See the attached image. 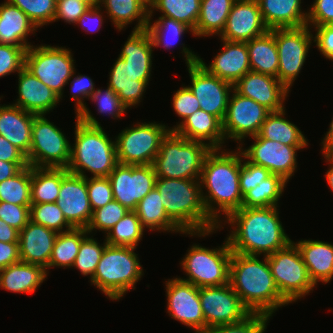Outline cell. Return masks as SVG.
Instances as JSON below:
<instances>
[{
	"label": "cell",
	"mask_w": 333,
	"mask_h": 333,
	"mask_svg": "<svg viewBox=\"0 0 333 333\" xmlns=\"http://www.w3.org/2000/svg\"><path fill=\"white\" fill-rule=\"evenodd\" d=\"M242 148L239 145L237 152L211 149L203 162L199 178L202 200L206 212L219 229L223 228L220 212L224 213L226 219L231 213L242 208L243 196L239 185L241 163L244 158ZM203 187L207 189V194L203 192Z\"/></svg>",
	"instance_id": "6da1fadb"
},
{
	"label": "cell",
	"mask_w": 333,
	"mask_h": 333,
	"mask_svg": "<svg viewBox=\"0 0 333 333\" xmlns=\"http://www.w3.org/2000/svg\"><path fill=\"white\" fill-rule=\"evenodd\" d=\"M279 206L246 208L231 213L225 223L232 226L227 240L232 252L269 256L285 248L292 240L279 219ZM228 221V222H227Z\"/></svg>",
	"instance_id": "7a4b0ae2"
},
{
	"label": "cell",
	"mask_w": 333,
	"mask_h": 333,
	"mask_svg": "<svg viewBox=\"0 0 333 333\" xmlns=\"http://www.w3.org/2000/svg\"><path fill=\"white\" fill-rule=\"evenodd\" d=\"M232 252L229 283L250 313L272 317L279 307L289 303L281 296L272 276L267 256Z\"/></svg>",
	"instance_id": "3957f363"
},
{
	"label": "cell",
	"mask_w": 333,
	"mask_h": 333,
	"mask_svg": "<svg viewBox=\"0 0 333 333\" xmlns=\"http://www.w3.org/2000/svg\"><path fill=\"white\" fill-rule=\"evenodd\" d=\"M75 118V143L67 171L84 178L88 177L86 170L92 177H108L118 164L115 141L109 139L87 106Z\"/></svg>",
	"instance_id": "277c9868"
},
{
	"label": "cell",
	"mask_w": 333,
	"mask_h": 333,
	"mask_svg": "<svg viewBox=\"0 0 333 333\" xmlns=\"http://www.w3.org/2000/svg\"><path fill=\"white\" fill-rule=\"evenodd\" d=\"M199 179L157 177L155 188L169 219L184 233L207 236L219 226L209 217L202 200Z\"/></svg>",
	"instance_id": "5b68a950"
},
{
	"label": "cell",
	"mask_w": 333,
	"mask_h": 333,
	"mask_svg": "<svg viewBox=\"0 0 333 333\" xmlns=\"http://www.w3.org/2000/svg\"><path fill=\"white\" fill-rule=\"evenodd\" d=\"M135 249L107 244L102 253L90 281L111 300H119L128 290H135L144 274Z\"/></svg>",
	"instance_id": "8992f818"
},
{
	"label": "cell",
	"mask_w": 333,
	"mask_h": 333,
	"mask_svg": "<svg viewBox=\"0 0 333 333\" xmlns=\"http://www.w3.org/2000/svg\"><path fill=\"white\" fill-rule=\"evenodd\" d=\"M207 143L193 141L170 131L162 140L153 162L157 177L170 179H199L206 155Z\"/></svg>",
	"instance_id": "52a82bcc"
},
{
	"label": "cell",
	"mask_w": 333,
	"mask_h": 333,
	"mask_svg": "<svg viewBox=\"0 0 333 333\" xmlns=\"http://www.w3.org/2000/svg\"><path fill=\"white\" fill-rule=\"evenodd\" d=\"M222 247L209 249L194 244L180 262L187 278H179L194 286L210 287L223 286L229 283L230 261L232 251L228 240Z\"/></svg>",
	"instance_id": "ba28073f"
},
{
	"label": "cell",
	"mask_w": 333,
	"mask_h": 333,
	"mask_svg": "<svg viewBox=\"0 0 333 333\" xmlns=\"http://www.w3.org/2000/svg\"><path fill=\"white\" fill-rule=\"evenodd\" d=\"M73 54L69 48L50 45H31L25 54V68L63 97V88L75 71Z\"/></svg>",
	"instance_id": "9c48e42d"
},
{
	"label": "cell",
	"mask_w": 333,
	"mask_h": 333,
	"mask_svg": "<svg viewBox=\"0 0 333 333\" xmlns=\"http://www.w3.org/2000/svg\"><path fill=\"white\" fill-rule=\"evenodd\" d=\"M267 260L277 288L288 303L305 297L316 287L295 242L267 256Z\"/></svg>",
	"instance_id": "30bf717a"
},
{
	"label": "cell",
	"mask_w": 333,
	"mask_h": 333,
	"mask_svg": "<svg viewBox=\"0 0 333 333\" xmlns=\"http://www.w3.org/2000/svg\"><path fill=\"white\" fill-rule=\"evenodd\" d=\"M133 126L115 138L117 161L125 165H152L171 127L156 122Z\"/></svg>",
	"instance_id": "8fae6325"
},
{
	"label": "cell",
	"mask_w": 333,
	"mask_h": 333,
	"mask_svg": "<svg viewBox=\"0 0 333 333\" xmlns=\"http://www.w3.org/2000/svg\"><path fill=\"white\" fill-rule=\"evenodd\" d=\"M182 52L187 64L191 86L188 85L197 98L200 109L210 113L223 122L228 106L229 96L233 85L223 79L209 74L199 63L192 50L182 43Z\"/></svg>",
	"instance_id": "7c38bea8"
},
{
	"label": "cell",
	"mask_w": 333,
	"mask_h": 333,
	"mask_svg": "<svg viewBox=\"0 0 333 333\" xmlns=\"http://www.w3.org/2000/svg\"><path fill=\"white\" fill-rule=\"evenodd\" d=\"M71 143L63 132L45 115H35L32 125L31 147L26 156L32 167L67 168Z\"/></svg>",
	"instance_id": "4fadbf2b"
},
{
	"label": "cell",
	"mask_w": 333,
	"mask_h": 333,
	"mask_svg": "<svg viewBox=\"0 0 333 333\" xmlns=\"http://www.w3.org/2000/svg\"><path fill=\"white\" fill-rule=\"evenodd\" d=\"M308 25L299 28H275L270 31L275 36L278 49V80L289 90L304 66L314 35Z\"/></svg>",
	"instance_id": "5bb4252c"
},
{
	"label": "cell",
	"mask_w": 333,
	"mask_h": 333,
	"mask_svg": "<svg viewBox=\"0 0 333 333\" xmlns=\"http://www.w3.org/2000/svg\"><path fill=\"white\" fill-rule=\"evenodd\" d=\"M113 198L130 211L155 188L157 175L153 165H125L118 163L108 176Z\"/></svg>",
	"instance_id": "9a60e30c"
},
{
	"label": "cell",
	"mask_w": 333,
	"mask_h": 333,
	"mask_svg": "<svg viewBox=\"0 0 333 333\" xmlns=\"http://www.w3.org/2000/svg\"><path fill=\"white\" fill-rule=\"evenodd\" d=\"M199 297L205 318V333L216 326L238 323L251 314L230 283L200 287Z\"/></svg>",
	"instance_id": "2e32d148"
},
{
	"label": "cell",
	"mask_w": 333,
	"mask_h": 333,
	"mask_svg": "<svg viewBox=\"0 0 333 333\" xmlns=\"http://www.w3.org/2000/svg\"><path fill=\"white\" fill-rule=\"evenodd\" d=\"M232 92L222 122V130L225 140L230 138L241 143L245 137L258 135L270 111L251 98L240 95L234 89Z\"/></svg>",
	"instance_id": "e0dca14e"
},
{
	"label": "cell",
	"mask_w": 333,
	"mask_h": 333,
	"mask_svg": "<svg viewBox=\"0 0 333 333\" xmlns=\"http://www.w3.org/2000/svg\"><path fill=\"white\" fill-rule=\"evenodd\" d=\"M167 313L174 320L205 333V318L199 297V288L179 278L166 281Z\"/></svg>",
	"instance_id": "ac0fdd59"
},
{
	"label": "cell",
	"mask_w": 333,
	"mask_h": 333,
	"mask_svg": "<svg viewBox=\"0 0 333 333\" xmlns=\"http://www.w3.org/2000/svg\"><path fill=\"white\" fill-rule=\"evenodd\" d=\"M251 146L242 152L248 162L265 167L272 174L282 176L287 182L294 175L297 168V151L306 146H288L280 142L271 141L257 136Z\"/></svg>",
	"instance_id": "d6986e66"
},
{
	"label": "cell",
	"mask_w": 333,
	"mask_h": 333,
	"mask_svg": "<svg viewBox=\"0 0 333 333\" xmlns=\"http://www.w3.org/2000/svg\"><path fill=\"white\" fill-rule=\"evenodd\" d=\"M56 203L73 228L88 227L93 211L88 198L86 178L68 173L61 181Z\"/></svg>",
	"instance_id": "ffe728a7"
},
{
	"label": "cell",
	"mask_w": 333,
	"mask_h": 333,
	"mask_svg": "<svg viewBox=\"0 0 333 333\" xmlns=\"http://www.w3.org/2000/svg\"><path fill=\"white\" fill-rule=\"evenodd\" d=\"M269 31L257 0H236L228 15L220 39L247 42Z\"/></svg>",
	"instance_id": "44dd1931"
},
{
	"label": "cell",
	"mask_w": 333,
	"mask_h": 333,
	"mask_svg": "<svg viewBox=\"0 0 333 333\" xmlns=\"http://www.w3.org/2000/svg\"><path fill=\"white\" fill-rule=\"evenodd\" d=\"M233 89L261 104L270 112L285 109L283 103L290 91L278 78L254 71L247 72L233 85Z\"/></svg>",
	"instance_id": "7402d4cb"
},
{
	"label": "cell",
	"mask_w": 333,
	"mask_h": 333,
	"mask_svg": "<svg viewBox=\"0 0 333 333\" xmlns=\"http://www.w3.org/2000/svg\"><path fill=\"white\" fill-rule=\"evenodd\" d=\"M222 50L215 55L211 64L206 65L202 58L198 63L209 73L234 85L247 72L251 71L246 42L223 40Z\"/></svg>",
	"instance_id": "603a6c76"
},
{
	"label": "cell",
	"mask_w": 333,
	"mask_h": 333,
	"mask_svg": "<svg viewBox=\"0 0 333 333\" xmlns=\"http://www.w3.org/2000/svg\"><path fill=\"white\" fill-rule=\"evenodd\" d=\"M18 99L13 105L35 114L46 115L60 102V97L25 67L18 72Z\"/></svg>",
	"instance_id": "cb8c5ba5"
},
{
	"label": "cell",
	"mask_w": 333,
	"mask_h": 333,
	"mask_svg": "<svg viewBox=\"0 0 333 333\" xmlns=\"http://www.w3.org/2000/svg\"><path fill=\"white\" fill-rule=\"evenodd\" d=\"M57 235L56 231L29 221L19 232L20 260L46 269Z\"/></svg>",
	"instance_id": "d4e9b609"
},
{
	"label": "cell",
	"mask_w": 333,
	"mask_h": 333,
	"mask_svg": "<svg viewBox=\"0 0 333 333\" xmlns=\"http://www.w3.org/2000/svg\"><path fill=\"white\" fill-rule=\"evenodd\" d=\"M34 116L13 104L0 105V135L26 156L31 147Z\"/></svg>",
	"instance_id": "484cf974"
},
{
	"label": "cell",
	"mask_w": 333,
	"mask_h": 333,
	"mask_svg": "<svg viewBox=\"0 0 333 333\" xmlns=\"http://www.w3.org/2000/svg\"><path fill=\"white\" fill-rule=\"evenodd\" d=\"M152 39L146 29L133 30L119 54L129 66L130 75L149 82L152 71Z\"/></svg>",
	"instance_id": "4316f807"
},
{
	"label": "cell",
	"mask_w": 333,
	"mask_h": 333,
	"mask_svg": "<svg viewBox=\"0 0 333 333\" xmlns=\"http://www.w3.org/2000/svg\"><path fill=\"white\" fill-rule=\"evenodd\" d=\"M174 132L188 140L201 141L203 143L207 141V145L211 149H222V144L225 141L222 122L202 109L190 115Z\"/></svg>",
	"instance_id": "83f0119b"
},
{
	"label": "cell",
	"mask_w": 333,
	"mask_h": 333,
	"mask_svg": "<svg viewBox=\"0 0 333 333\" xmlns=\"http://www.w3.org/2000/svg\"><path fill=\"white\" fill-rule=\"evenodd\" d=\"M35 24L17 6L4 1L0 4V43L21 46L26 50L31 46L29 34L37 31Z\"/></svg>",
	"instance_id": "f1b7e54d"
},
{
	"label": "cell",
	"mask_w": 333,
	"mask_h": 333,
	"mask_svg": "<svg viewBox=\"0 0 333 333\" xmlns=\"http://www.w3.org/2000/svg\"><path fill=\"white\" fill-rule=\"evenodd\" d=\"M257 2L269 30L307 25L308 12L301 10V0H257Z\"/></svg>",
	"instance_id": "f546056e"
},
{
	"label": "cell",
	"mask_w": 333,
	"mask_h": 333,
	"mask_svg": "<svg viewBox=\"0 0 333 333\" xmlns=\"http://www.w3.org/2000/svg\"><path fill=\"white\" fill-rule=\"evenodd\" d=\"M313 283H328L333 278V244L319 240H300L295 243Z\"/></svg>",
	"instance_id": "4dcf8cb0"
},
{
	"label": "cell",
	"mask_w": 333,
	"mask_h": 333,
	"mask_svg": "<svg viewBox=\"0 0 333 333\" xmlns=\"http://www.w3.org/2000/svg\"><path fill=\"white\" fill-rule=\"evenodd\" d=\"M47 274L40 265L20 261L0 270V288L14 293H33Z\"/></svg>",
	"instance_id": "1f68e13d"
},
{
	"label": "cell",
	"mask_w": 333,
	"mask_h": 333,
	"mask_svg": "<svg viewBox=\"0 0 333 333\" xmlns=\"http://www.w3.org/2000/svg\"><path fill=\"white\" fill-rule=\"evenodd\" d=\"M148 83L139 81L138 78H133L130 75L128 64L121 57L117 58L109 72L108 87L118 95L121 102L128 109L141 102L143 93H145L147 85H149Z\"/></svg>",
	"instance_id": "d6a6232c"
},
{
	"label": "cell",
	"mask_w": 333,
	"mask_h": 333,
	"mask_svg": "<svg viewBox=\"0 0 333 333\" xmlns=\"http://www.w3.org/2000/svg\"><path fill=\"white\" fill-rule=\"evenodd\" d=\"M108 17L119 31L138 20L133 30H143L149 23V6L142 0H101Z\"/></svg>",
	"instance_id": "836d02e7"
},
{
	"label": "cell",
	"mask_w": 333,
	"mask_h": 333,
	"mask_svg": "<svg viewBox=\"0 0 333 333\" xmlns=\"http://www.w3.org/2000/svg\"><path fill=\"white\" fill-rule=\"evenodd\" d=\"M251 71L277 78L279 68L278 49L274 34L267 33L246 42Z\"/></svg>",
	"instance_id": "e575fe53"
},
{
	"label": "cell",
	"mask_w": 333,
	"mask_h": 333,
	"mask_svg": "<svg viewBox=\"0 0 333 333\" xmlns=\"http://www.w3.org/2000/svg\"><path fill=\"white\" fill-rule=\"evenodd\" d=\"M284 116L285 109L270 112L256 136L288 146H308V140L301 130Z\"/></svg>",
	"instance_id": "d590c367"
},
{
	"label": "cell",
	"mask_w": 333,
	"mask_h": 333,
	"mask_svg": "<svg viewBox=\"0 0 333 333\" xmlns=\"http://www.w3.org/2000/svg\"><path fill=\"white\" fill-rule=\"evenodd\" d=\"M68 173L67 168L32 167L31 204L56 202Z\"/></svg>",
	"instance_id": "8d00e7d4"
},
{
	"label": "cell",
	"mask_w": 333,
	"mask_h": 333,
	"mask_svg": "<svg viewBox=\"0 0 333 333\" xmlns=\"http://www.w3.org/2000/svg\"><path fill=\"white\" fill-rule=\"evenodd\" d=\"M236 0H201L200 14L194 36H218L224 30L228 15Z\"/></svg>",
	"instance_id": "74e56055"
},
{
	"label": "cell",
	"mask_w": 333,
	"mask_h": 333,
	"mask_svg": "<svg viewBox=\"0 0 333 333\" xmlns=\"http://www.w3.org/2000/svg\"><path fill=\"white\" fill-rule=\"evenodd\" d=\"M143 228L152 231H172L183 233L168 217L161 202L160 193L156 188L151 190L134 210Z\"/></svg>",
	"instance_id": "f35d334b"
},
{
	"label": "cell",
	"mask_w": 333,
	"mask_h": 333,
	"mask_svg": "<svg viewBox=\"0 0 333 333\" xmlns=\"http://www.w3.org/2000/svg\"><path fill=\"white\" fill-rule=\"evenodd\" d=\"M87 235L89 234L86 228H73L69 231L58 233L46 271L51 267L57 266L58 268H71L79 252L81 241Z\"/></svg>",
	"instance_id": "ab89813d"
},
{
	"label": "cell",
	"mask_w": 333,
	"mask_h": 333,
	"mask_svg": "<svg viewBox=\"0 0 333 333\" xmlns=\"http://www.w3.org/2000/svg\"><path fill=\"white\" fill-rule=\"evenodd\" d=\"M286 184L287 181L282 176L271 174L243 196L242 207L265 208L278 206V201Z\"/></svg>",
	"instance_id": "60d3db41"
},
{
	"label": "cell",
	"mask_w": 333,
	"mask_h": 333,
	"mask_svg": "<svg viewBox=\"0 0 333 333\" xmlns=\"http://www.w3.org/2000/svg\"><path fill=\"white\" fill-rule=\"evenodd\" d=\"M201 0H153L149 5V18L154 10L162 16L172 18L192 29L194 32L200 14Z\"/></svg>",
	"instance_id": "b9f144b4"
},
{
	"label": "cell",
	"mask_w": 333,
	"mask_h": 333,
	"mask_svg": "<svg viewBox=\"0 0 333 333\" xmlns=\"http://www.w3.org/2000/svg\"><path fill=\"white\" fill-rule=\"evenodd\" d=\"M32 166L0 182V202L31 206Z\"/></svg>",
	"instance_id": "7bdbcfd3"
},
{
	"label": "cell",
	"mask_w": 333,
	"mask_h": 333,
	"mask_svg": "<svg viewBox=\"0 0 333 333\" xmlns=\"http://www.w3.org/2000/svg\"><path fill=\"white\" fill-rule=\"evenodd\" d=\"M144 228L135 211H128L106 234L107 244L134 247L142 240Z\"/></svg>",
	"instance_id": "ee69618b"
},
{
	"label": "cell",
	"mask_w": 333,
	"mask_h": 333,
	"mask_svg": "<svg viewBox=\"0 0 333 333\" xmlns=\"http://www.w3.org/2000/svg\"><path fill=\"white\" fill-rule=\"evenodd\" d=\"M151 21V18H149L146 30L152 39L154 49L159 46L170 49L172 45L174 46L176 41V43H178L186 31H190V33L192 32V35H194L191 28L172 18L160 16L154 23H151Z\"/></svg>",
	"instance_id": "f6af8a7d"
},
{
	"label": "cell",
	"mask_w": 333,
	"mask_h": 333,
	"mask_svg": "<svg viewBox=\"0 0 333 333\" xmlns=\"http://www.w3.org/2000/svg\"><path fill=\"white\" fill-rule=\"evenodd\" d=\"M30 221L38 225H43L57 233L73 229L66 221L63 212L56 202L31 204ZM64 227H66L65 230L63 229Z\"/></svg>",
	"instance_id": "bcb514c9"
},
{
	"label": "cell",
	"mask_w": 333,
	"mask_h": 333,
	"mask_svg": "<svg viewBox=\"0 0 333 333\" xmlns=\"http://www.w3.org/2000/svg\"><path fill=\"white\" fill-rule=\"evenodd\" d=\"M104 241L105 242L100 245L99 242L93 238V236H86L81 241L79 252L72 266L77 268L82 275H90V280L97 269L102 253L107 245L106 240Z\"/></svg>",
	"instance_id": "7dc6e473"
},
{
	"label": "cell",
	"mask_w": 333,
	"mask_h": 333,
	"mask_svg": "<svg viewBox=\"0 0 333 333\" xmlns=\"http://www.w3.org/2000/svg\"><path fill=\"white\" fill-rule=\"evenodd\" d=\"M19 7L40 28L54 21L56 0H6Z\"/></svg>",
	"instance_id": "c3c4849f"
},
{
	"label": "cell",
	"mask_w": 333,
	"mask_h": 333,
	"mask_svg": "<svg viewBox=\"0 0 333 333\" xmlns=\"http://www.w3.org/2000/svg\"><path fill=\"white\" fill-rule=\"evenodd\" d=\"M129 211L125 206L116 200H112L104 207L93 211L91 221L88 225L87 232L90 234L95 229L106 233L125 216Z\"/></svg>",
	"instance_id": "681fc988"
},
{
	"label": "cell",
	"mask_w": 333,
	"mask_h": 333,
	"mask_svg": "<svg viewBox=\"0 0 333 333\" xmlns=\"http://www.w3.org/2000/svg\"><path fill=\"white\" fill-rule=\"evenodd\" d=\"M270 318L264 314L251 313L238 323L216 326L206 333H264Z\"/></svg>",
	"instance_id": "f907efd6"
},
{
	"label": "cell",
	"mask_w": 333,
	"mask_h": 333,
	"mask_svg": "<svg viewBox=\"0 0 333 333\" xmlns=\"http://www.w3.org/2000/svg\"><path fill=\"white\" fill-rule=\"evenodd\" d=\"M89 99L96 102L98 113L111 115L113 119L121 118L128 109L121 102L118 95L108 86L104 91L101 89L95 90Z\"/></svg>",
	"instance_id": "816d5d0a"
},
{
	"label": "cell",
	"mask_w": 333,
	"mask_h": 333,
	"mask_svg": "<svg viewBox=\"0 0 333 333\" xmlns=\"http://www.w3.org/2000/svg\"><path fill=\"white\" fill-rule=\"evenodd\" d=\"M86 182L92 211L104 207L114 199L111 182L108 177H87Z\"/></svg>",
	"instance_id": "f5cc1de1"
},
{
	"label": "cell",
	"mask_w": 333,
	"mask_h": 333,
	"mask_svg": "<svg viewBox=\"0 0 333 333\" xmlns=\"http://www.w3.org/2000/svg\"><path fill=\"white\" fill-rule=\"evenodd\" d=\"M26 49L0 43V78L17 73L25 66Z\"/></svg>",
	"instance_id": "db71d44e"
},
{
	"label": "cell",
	"mask_w": 333,
	"mask_h": 333,
	"mask_svg": "<svg viewBox=\"0 0 333 333\" xmlns=\"http://www.w3.org/2000/svg\"><path fill=\"white\" fill-rule=\"evenodd\" d=\"M173 109L175 113L183 119L178 125L173 126L171 131H174L183 121L190 115L200 109V104L188 86L179 88L173 95Z\"/></svg>",
	"instance_id": "11a10c76"
},
{
	"label": "cell",
	"mask_w": 333,
	"mask_h": 333,
	"mask_svg": "<svg viewBox=\"0 0 333 333\" xmlns=\"http://www.w3.org/2000/svg\"><path fill=\"white\" fill-rule=\"evenodd\" d=\"M243 161L244 162L241 163L239 178L240 192L242 196L272 174L265 167L252 164L245 160Z\"/></svg>",
	"instance_id": "9f6ffc18"
},
{
	"label": "cell",
	"mask_w": 333,
	"mask_h": 333,
	"mask_svg": "<svg viewBox=\"0 0 333 333\" xmlns=\"http://www.w3.org/2000/svg\"><path fill=\"white\" fill-rule=\"evenodd\" d=\"M0 219L20 232L30 221V206L0 202Z\"/></svg>",
	"instance_id": "6f0895ef"
},
{
	"label": "cell",
	"mask_w": 333,
	"mask_h": 333,
	"mask_svg": "<svg viewBox=\"0 0 333 333\" xmlns=\"http://www.w3.org/2000/svg\"><path fill=\"white\" fill-rule=\"evenodd\" d=\"M76 71L72 74V78L75 77L71 82V98L75 101V113L76 115L84 108L86 107V103L84 104V98L91 97L92 93L96 90L93 80L85 75H78L74 76Z\"/></svg>",
	"instance_id": "680465c9"
},
{
	"label": "cell",
	"mask_w": 333,
	"mask_h": 333,
	"mask_svg": "<svg viewBox=\"0 0 333 333\" xmlns=\"http://www.w3.org/2000/svg\"><path fill=\"white\" fill-rule=\"evenodd\" d=\"M90 6L81 0H56L54 21L60 19L69 24H76L78 18L88 10Z\"/></svg>",
	"instance_id": "91938a15"
},
{
	"label": "cell",
	"mask_w": 333,
	"mask_h": 333,
	"mask_svg": "<svg viewBox=\"0 0 333 333\" xmlns=\"http://www.w3.org/2000/svg\"><path fill=\"white\" fill-rule=\"evenodd\" d=\"M307 15V25L321 26L333 24V0H315Z\"/></svg>",
	"instance_id": "94428289"
},
{
	"label": "cell",
	"mask_w": 333,
	"mask_h": 333,
	"mask_svg": "<svg viewBox=\"0 0 333 333\" xmlns=\"http://www.w3.org/2000/svg\"><path fill=\"white\" fill-rule=\"evenodd\" d=\"M313 27L316 31L313 42L325 58L333 61V24Z\"/></svg>",
	"instance_id": "6125c7cd"
},
{
	"label": "cell",
	"mask_w": 333,
	"mask_h": 333,
	"mask_svg": "<svg viewBox=\"0 0 333 333\" xmlns=\"http://www.w3.org/2000/svg\"><path fill=\"white\" fill-rule=\"evenodd\" d=\"M101 6L96 7H89L88 10H86L77 20L76 24H80L82 26V29L87 32H98L103 24V16L100 14L101 12ZM95 25L94 27H90L91 23ZM90 24V25H86ZM89 26V27H88ZM96 27V29H95Z\"/></svg>",
	"instance_id": "be15d7a7"
},
{
	"label": "cell",
	"mask_w": 333,
	"mask_h": 333,
	"mask_svg": "<svg viewBox=\"0 0 333 333\" xmlns=\"http://www.w3.org/2000/svg\"><path fill=\"white\" fill-rule=\"evenodd\" d=\"M0 160L13 163H28L26 155L0 135Z\"/></svg>",
	"instance_id": "e7e4bbea"
},
{
	"label": "cell",
	"mask_w": 333,
	"mask_h": 333,
	"mask_svg": "<svg viewBox=\"0 0 333 333\" xmlns=\"http://www.w3.org/2000/svg\"><path fill=\"white\" fill-rule=\"evenodd\" d=\"M20 261L19 243L0 241V270Z\"/></svg>",
	"instance_id": "03108f58"
},
{
	"label": "cell",
	"mask_w": 333,
	"mask_h": 333,
	"mask_svg": "<svg viewBox=\"0 0 333 333\" xmlns=\"http://www.w3.org/2000/svg\"><path fill=\"white\" fill-rule=\"evenodd\" d=\"M27 166H29L28 163H13L0 160V182L16 175Z\"/></svg>",
	"instance_id": "003e7915"
},
{
	"label": "cell",
	"mask_w": 333,
	"mask_h": 333,
	"mask_svg": "<svg viewBox=\"0 0 333 333\" xmlns=\"http://www.w3.org/2000/svg\"><path fill=\"white\" fill-rule=\"evenodd\" d=\"M19 231L0 219V241L18 242Z\"/></svg>",
	"instance_id": "a7ac6f4b"
},
{
	"label": "cell",
	"mask_w": 333,
	"mask_h": 333,
	"mask_svg": "<svg viewBox=\"0 0 333 333\" xmlns=\"http://www.w3.org/2000/svg\"><path fill=\"white\" fill-rule=\"evenodd\" d=\"M322 154L325 155L333 147V119L330 123L328 132L322 141Z\"/></svg>",
	"instance_id": "89a4df30"
},
{
	"label": "cell",
	"mask_w": 333,
	"mask_h": 333,
	"mask_svg": "<svg viewBox=\"0 0 333 333\" xmlns=\"http://www.w3.org/2000/svg\"><path fill=\"white\" fill-rule=\"evenodd\" d=\"M325 160L326 162H329L330 164V168L327 170L326 172V180H327V183L330 187V189L333 191V162L331 160H329L326 156H325Z\"/></svg>",
	"instance_id": "2644e50d"
},
{
	"label": "cell",
	"mask_w": 333,
	"mask_h": 333,
	"mask_svg": "<svg viewBox=\"0 0 333 333\" xmlns=\"http://www.w3.org/2000/svg\"><path fill=\"white\" fill-rule=\"evenodd\" d=\"M81 1L85 2L90 7L100 6L101 4V0H81Z\"/></svg>",
	"instance_id": "8c879c8a"
},
{
	"label": "cell",
	"mask_w": 333,
	"mask_h": 333,
	"mask_svg": "<svg viewBox=\"0 0 333 333\" xmlns=\"http://www.w3.org/2000/svg\"><path fill=\"white\" fill-rule=\"evenodd\" d=\"M324 156L333 162V147Z\"/></svg>",
	"instance_id": "753ad0ef"
},
{
	"label": "cell",
	"mask_w": 333,
	"mask_h": 333,
	"mask_svg": "<svg viewBox=\"0 0 333 333\" xmlns=\"http://www.w3.org/2000/svg\"><path fill=\"white\" fill-rule=\"evenodd\" d=\"M144 1L148 6L153 2V0H142Z\"/></svg>",
	"instance_id": "34e18365"
}]
</instances>
